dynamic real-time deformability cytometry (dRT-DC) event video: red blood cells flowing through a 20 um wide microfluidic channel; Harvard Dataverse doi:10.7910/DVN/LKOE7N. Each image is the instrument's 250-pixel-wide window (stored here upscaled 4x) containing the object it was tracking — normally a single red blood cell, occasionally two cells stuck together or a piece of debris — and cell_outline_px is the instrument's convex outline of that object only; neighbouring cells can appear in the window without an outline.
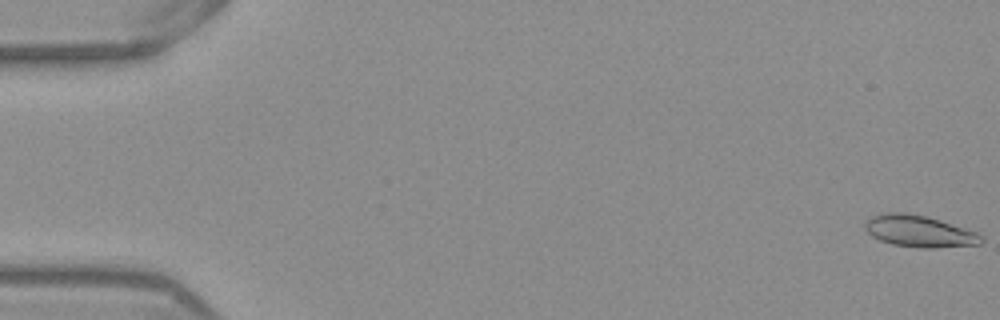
{"species": "Egyptian fruit bat (a non-hibernating species)", "species_latin": "Rousettus aegyptiacus", "temperature_condition": "warm", "stored_images_in_passage": 53, "camera_frame_rate_fps": 3000, "um_per_image_px": 0.085, "frame": {"image": 1, "passage_image": 1, "time_ms": 0.0, "image_size_px": [1000, 320], "cell_outline_px": [[984, 240], [980, 244], [936, 248], [924, 248], [892, 244], [880, 240], [872, 236], [864, 228], [864, 224], [872, 216], [888, 212], [908, 212], [940, 220], [976, 232], [984, 236]], "centroid_in_image_um": [78.15, 19.66], "position_along_channel_um": 6.9, "area_um2": 21.39}}
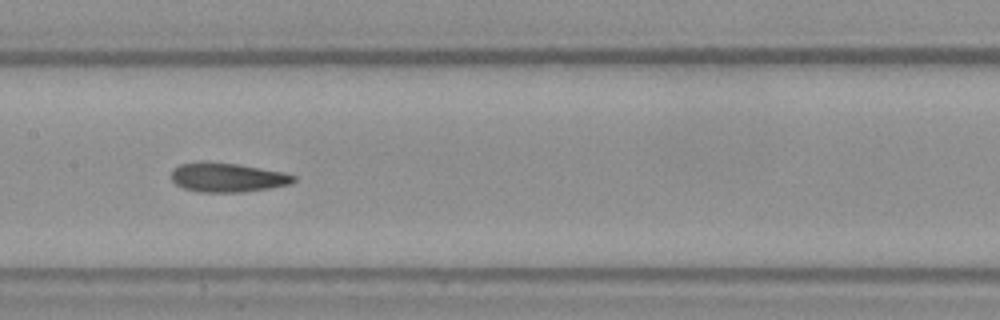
{"frame": {"image": 2, "passage_image": 27, "time_ms": 8.667, "image_size_px": [1000, 320], "cell_outline_px": [[296, 180], [292, 184], [244, 192], [200, 192], [184, 188], [176, 184], [172, 180], [172, 168], [180, 164], [200, 160], [204, 160], [240, 164], [284, 172], [296, 176]], "centroid_in_image_um": [19.33, 15.06], "position_along_channel_um": 188.1, "area_um2": 21.21}}
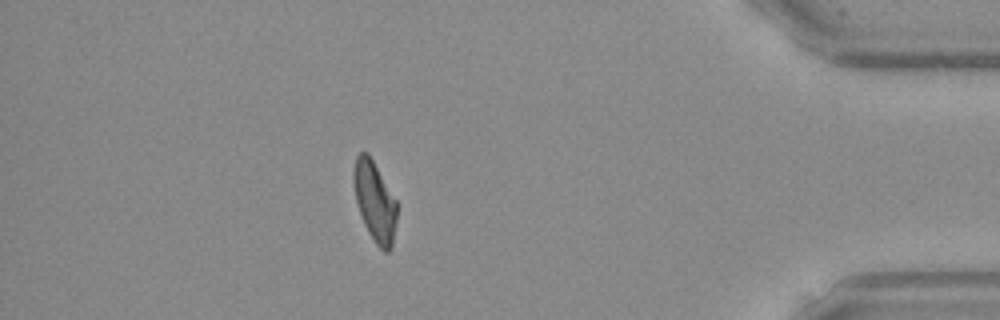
{"frame": {"image": 3, "passage_image": 47, "time_ms": 15.333, "image_size_px": [1000, 320], "cell_outline_px": [[396, 224], [392, 248], [388, 252], [384, 252], [376, 244], [368, 232], [364, 224], [356, 200], [352, 184], [352, 172], [356, 156], [360, 152], [368, 152], [396, 200]], "centroid_in_image_um": [31.84, 17.12], "position_along_channel_um": 403.4, "area_um2": 20.23}, "authors_computed_cell_mechanics": {"area_um2": 20.8658, "velocity_mm_per_s": 3.8878, "shape_relaxation_time_tau1_ms": 6.074, "shape_relaxation_time_tau2_ms": 2.9332, "deformation_change_tau1": 0.2129, "deformation_change_tau2": 0.1256}}